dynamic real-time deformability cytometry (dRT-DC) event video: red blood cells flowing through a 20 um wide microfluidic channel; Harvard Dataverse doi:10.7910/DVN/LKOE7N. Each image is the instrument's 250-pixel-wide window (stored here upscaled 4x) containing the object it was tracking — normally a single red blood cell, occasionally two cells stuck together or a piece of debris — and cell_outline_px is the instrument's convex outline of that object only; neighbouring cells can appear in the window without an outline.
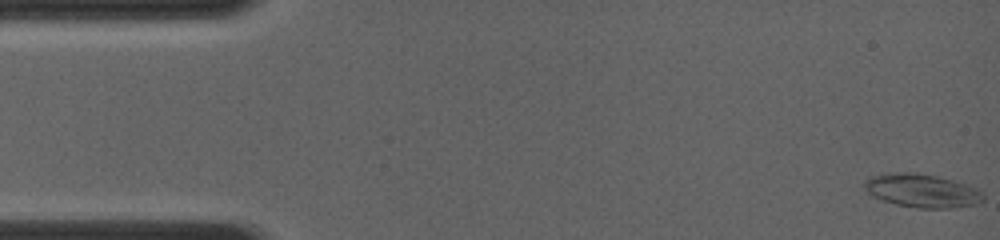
{"species": "common noctule bat (a hibernating species)", "species_latin": "Nyctalus noctula", "temperature_condition": "room temperature", "stored_images_in_passage": 10, "camera_frame_rate_fps": 4000, "um_per_image_px": 0.085, "animal": {"sex": "female", "body_mass_g": 19.0, "forearm_length_mm": 56.7}, "frame": {"image": 1, "passage_image": 1, "time_ms": 0.0, "image_size_px": [1000, 240], "cell_outline_px": [[984, 200], [976, 204], [952, 208], [916, 208], [896, 204], [872, 196], [864, 188], [864, 180], [868, 176], [896, 172], [916, 172], [936, 176], [968, 184], [976, 188], [984, 196]], "centroid_in_image_um": [78.35, 16.2], "position_along_channel_um": 6.6, "area_um2": 23.24}}
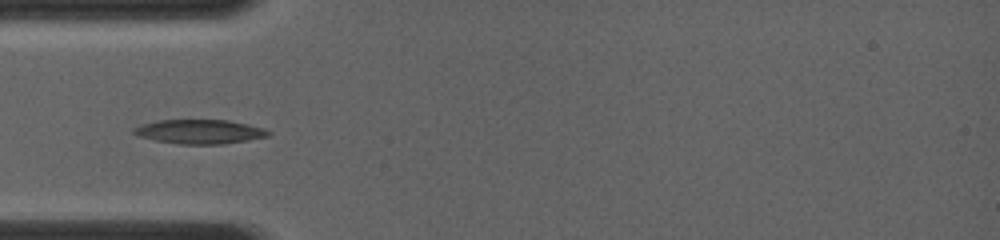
{"frame": {"image": 2, "passage_image": 7, "time_ms": 4.25, "image_size_px": [1000, 240], "cell_outline_px": [[272, 132], [268, 136], [224, 144], [180, 144], [156, 140], [136, 136], [132, 132], [132, 128], [156, 120], [228, 120], [264, 128]], "centroid_in_image_um": [16.95, 11.19], "position_along_channel_um": 68.1, "area_um2": 18.9}}
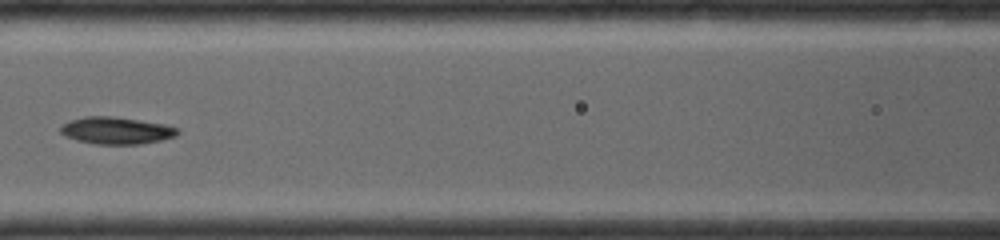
{"frame": {"image": 3, "passage_image": 9, "time_ms": 6.25, "image_size_px": [1000, 240], "cell_outline_px": [[180, 132], [176, 136], [160, 140], [140, 144], [96, 144], [76, 140], [64, 136], [60, 132], [60, 128], [68, 120], [84, 116], [112, 116], [140, 120], [164, 124], [180, 128]], "centroid_in_image_um": [9.88, 11.09], "position_along_channel_um": 156.7, "area_um2": 18.61}}